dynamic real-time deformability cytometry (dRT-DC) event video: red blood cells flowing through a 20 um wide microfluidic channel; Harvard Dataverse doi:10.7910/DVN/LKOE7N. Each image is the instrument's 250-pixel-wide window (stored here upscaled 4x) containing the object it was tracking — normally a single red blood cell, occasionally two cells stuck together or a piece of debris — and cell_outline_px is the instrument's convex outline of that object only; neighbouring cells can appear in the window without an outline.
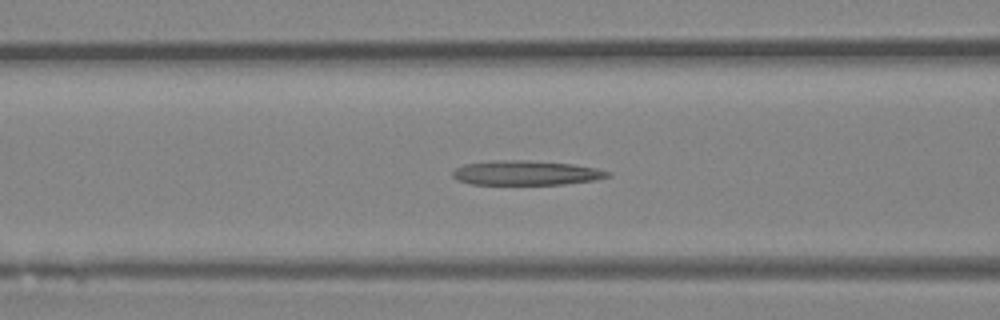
{"species": "Egyptian fruit bat (a non-hibernating species)", "species_latin": "Rousettus aegyptiacus", "temperature_condition": "room temperature", "stored_images_in_passage": 34, "camera_frame_rate_fps": 3000, "um_per_image_px": 0.085, "animal": {"sex": "female"}, "frame": {"image": 1, "passage_image": 5, "time_ms": 1.333, "image_size_px": [1000, 320], "cell_outline_px": [[612, 176], [596, 180], [564, 184], [472, 184], [456, 180], [452, 176], [452, 172], [456, 168], [464, 164], [496, 160], [524, 160], [572, 164], [596, 168], [612, 172]], "centroid_in_image_um": [44.73, 14.69], "position_along_channel_um": 121.9, "area_um2": 22.2}}
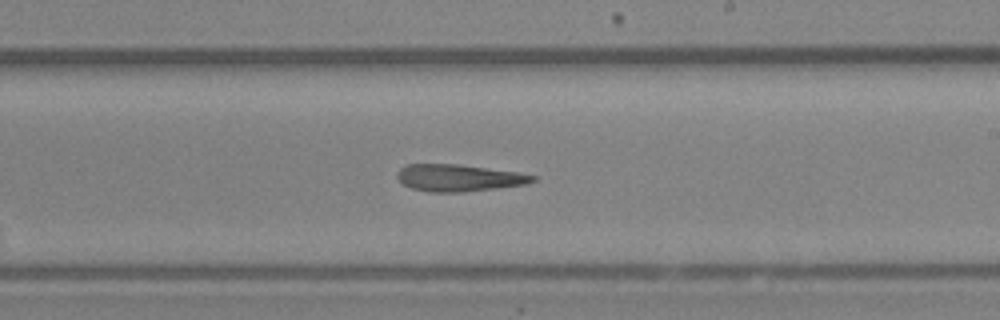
{"frame": {"image": 2, "passage_image": 14, "time_ms": 4.333, "image_size_px": [1000, 320], "cell_outline_px": [[536, 180], [528, 184], [496, 188], [460, 192], [428, 192], [412, 188], [404, 184], [396, 176], [396, 172], [400, 168], [408, 164], [456, 164], [516, 172], [536, 176]], "centroid_in_image_um": [38.98, 15.12], "position_along_channel_um": 250.0, "area_um2": 21.1}}
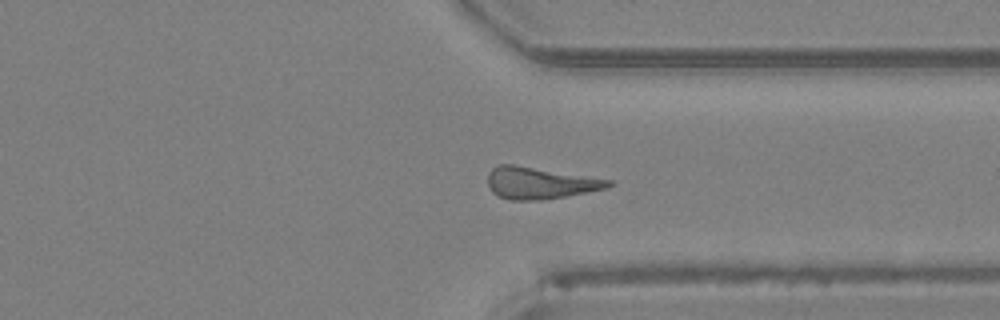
{"frame": {"image": 3, "passage_image": 22, "time_ms": 7.0, "image_size_px": [1000, 320], "cell_outline_px": [[612, 184], [608, 188], [564, 196], [540, 200], [508, 200], [492, 192], [488, 188], [488, 172], [492, 168], [500, 164], [512, 164], [612, 180]], "centroid_in_image_um": [45.85, 15.55], "position_along_channel_um": 365.5, "area_um2": 22.14}}